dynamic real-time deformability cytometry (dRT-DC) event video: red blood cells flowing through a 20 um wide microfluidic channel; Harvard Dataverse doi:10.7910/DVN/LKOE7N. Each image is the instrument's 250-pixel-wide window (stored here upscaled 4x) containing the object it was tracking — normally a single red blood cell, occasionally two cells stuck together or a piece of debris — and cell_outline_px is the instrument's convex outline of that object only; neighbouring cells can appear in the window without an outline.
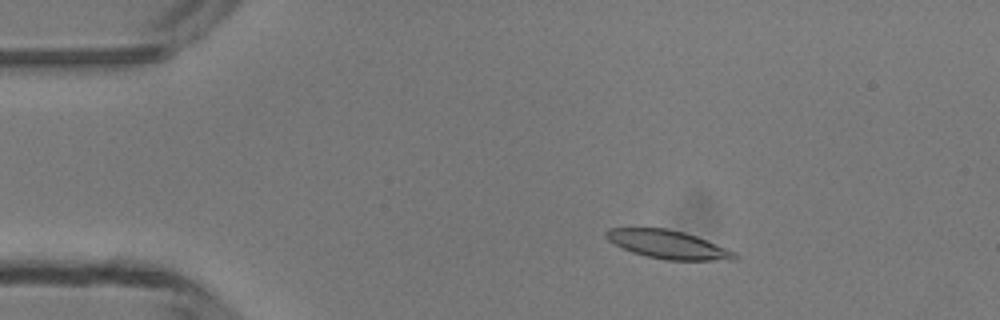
{"species": "common noctule bat (a hibernating species)", "species_latin": "Nyctalus noctula", "temperature_condition": "room temperature", "stored_images_in_passage": 3, "camera_frame_rate_fps": 3000, "um_per_image_px": 0.085, "animal": {"sex": "male", "body_mass_g": 13.3}, "frame": {"image": 1, "passage_image": 2, "time_ms": 1.0, "image_size_px": [1000, 320], "cell_outline_px": [[740, 256], [736, 260], [664, 260], [632, 252], [608, 240], [604, 236], [604, 232], [608, 228], [664, 228], [684, 232], [696, 236], [736, 252]], "centroid_in_image_um": [56.8, 20.78], "position_along_channel_um": 28.2, "area_um2": 21.15}}